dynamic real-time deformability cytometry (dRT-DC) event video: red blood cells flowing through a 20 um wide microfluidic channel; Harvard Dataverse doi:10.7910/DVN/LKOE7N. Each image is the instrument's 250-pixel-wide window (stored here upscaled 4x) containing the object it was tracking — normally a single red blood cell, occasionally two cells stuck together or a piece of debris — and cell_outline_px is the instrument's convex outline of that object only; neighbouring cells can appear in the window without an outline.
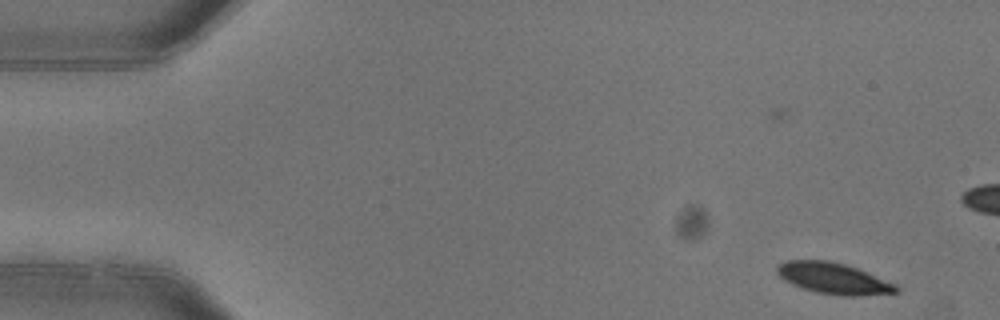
{"species": "common noctule bat (a hibernating species)", "species_latin": "Nyctalus noctula", "temperature_condition": "warm", "stored_images_in_passage": 5, "camera_frame_rate_fps": 3000, "um_per_image_px": 0.085, "animal": {"sex": "female"}, "frame": {"image": 1, "passage_image": 1, "time_ms": 0.0, "image_size_px": [1000, 320], "cell_outline_px": [[900, 292], [860, 296], [840, 296], [816, 292], [792, 284], [784, 280], [776, 272], [776, 268], [780, 264], [788, 260], [828, 260], [844, 264], [856, 268], [896, 284], [900, 288]], "centroid_in_image_um": [70.87, 23.67], "position_along_channel_um": 14.1, "area_um2": 21.56}}